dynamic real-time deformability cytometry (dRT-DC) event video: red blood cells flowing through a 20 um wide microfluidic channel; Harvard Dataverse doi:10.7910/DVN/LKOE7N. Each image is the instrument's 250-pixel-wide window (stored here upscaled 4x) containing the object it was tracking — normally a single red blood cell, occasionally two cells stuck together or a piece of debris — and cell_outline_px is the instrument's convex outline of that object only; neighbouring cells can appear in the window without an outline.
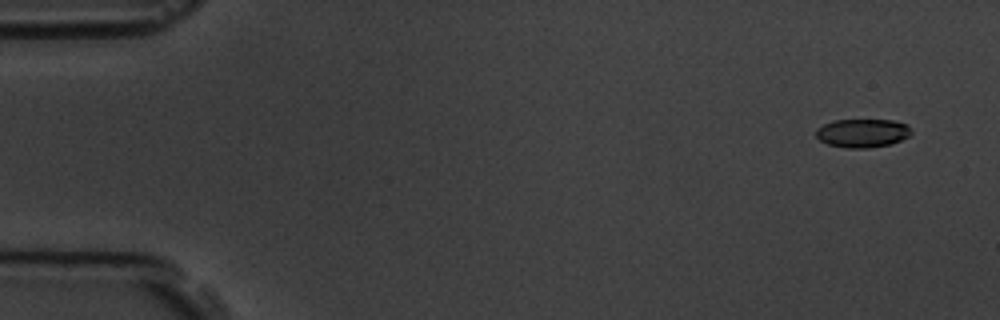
{"species": "common noctule bat (a hibernating species)", "species_latin": "Nyctalus noctula", "temperature_condition": "room temperature", "stored_images_in_passage": 8, "camera_frame_rate_fps": 3000, "um_per_image_px": 0.085, "animal": {"sex": "male", "body_mass_g": 19.5, "forearm_length_mm": 54.6}, "frame": {"image": 1, "passage_image": 1, "time_ms": 0.0, "image_size_px": [1000, 320], "cell_outline_px": [[912, 132], [908, 136], [892, 144], [868, 148], [848, 148], [828, 144], [820, 140], [816, 136], [816, 128], [824, 124], [836, 120], [892, 120], [908, 124], [912, 128]], "centroid_in_image_um": [73.34, 11.31], "position_along_channel_um": 11.7, "area_um2": 15.9}}
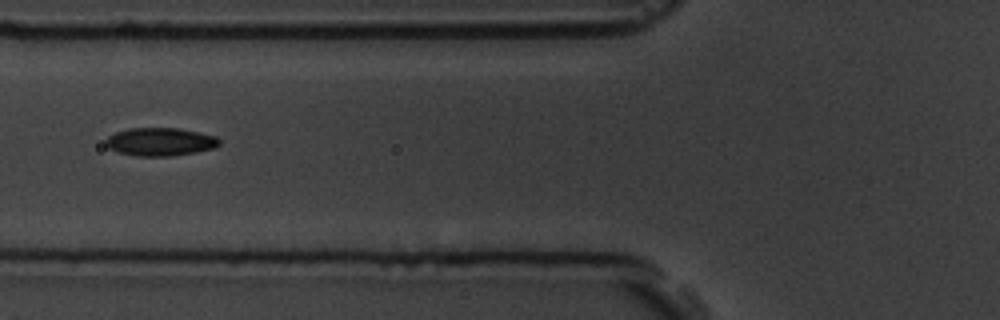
{"frame": {"image": 2, "passage_image": 6, "time_ms": 6.333, "image_size_px": [1000, 320], "cell_outline_px": [[220, 144], [216, 148], [196, 152], [172, 156], [136, 156], [120, 152], [108, 148], [104, 144], [104, 140], [108, 136], [116, 132], [128, 128], [180, 128], [200, 132], [216, 136], [220, 140]], "centroid_in_image_um": [13.63, 12.05], "position_along_channel_um": 112.2, "area_um2": 18.84}}
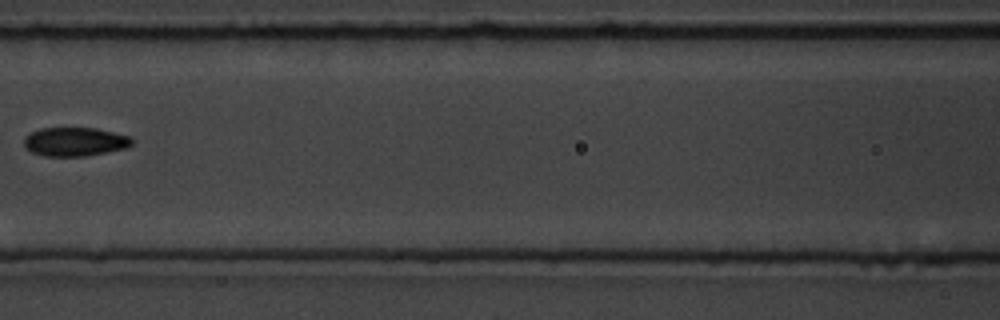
{"frame": {"image": 3, "passage_image": 7, "time_ms": 7.667, "image_size_px": [1000, 320], "cell_outline_px": [[132, 144], [124, 148], [84, 156], [44, 156], [32, 152], [24, 144], [24, 140], [32, 132], [40, 128], [96, 128], [132, 136]], "centroid_in_image_um": [6.39, 12.04], "position_along_channel_um": 160.2, "area_um2": 17.86}}